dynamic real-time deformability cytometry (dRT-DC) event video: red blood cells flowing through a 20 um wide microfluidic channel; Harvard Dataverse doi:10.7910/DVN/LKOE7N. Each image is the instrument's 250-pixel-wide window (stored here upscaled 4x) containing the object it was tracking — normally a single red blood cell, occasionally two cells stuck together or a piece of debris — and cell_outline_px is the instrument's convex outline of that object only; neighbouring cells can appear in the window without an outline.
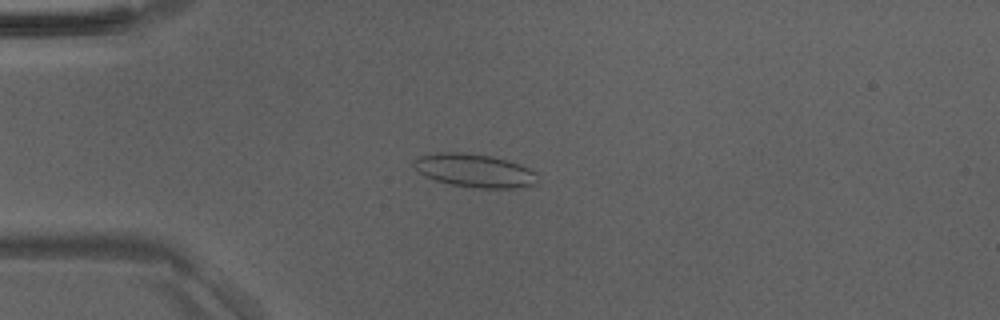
{"species": "Egyptian fruit bat (a non-hibernating species)", "species_latin": "Rousettus aegyptiacus", "temperature_condition": "room temperature", "stored_images_in_passage": 49, "camera_frame_rate_fps": 3000, "um_per_image_px": 0.085, "animal": {"sex": "male"}, "frame": {"image": 1, "passage_image": 13, "time_ms": 4.0, "image_size_px": [1000, 320], "cell_outline_px": [[536, 184], [512, 188], [476, 188], [452, 184], [436, 180], [424, 176], [412, 164], [412, 160], [420, 156], [436, 152], [464, 152], [492, 156], [508, 160], [520, 164], [536, 172]], "centroid_in_image_um": [40.32, 14.48], "position_along_channel_um": 44.7, "area_um2": 24.04}}
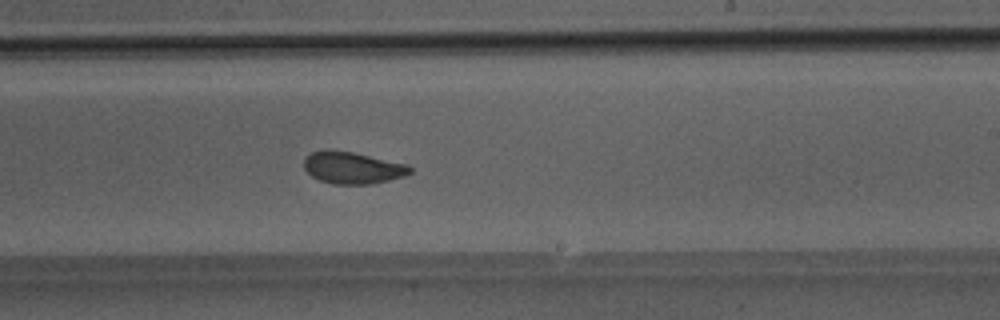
{"frame": {"image": 2, "passage_image": 30, "time_ms": 9.667, "image_size_px": [1000, 320], "cell_outline_px": [[412, 172], [404, 176], [372, 184], [332, 184], [320, 180], [312, 176], [304, 168], [304, 160], [312, 152], [352, 152], [408, 164], [412, 168]], "centroid_in_image_um": [30.03, 14.3], "position_along_channel_um": 259.0, "area_um2": 19.19}}
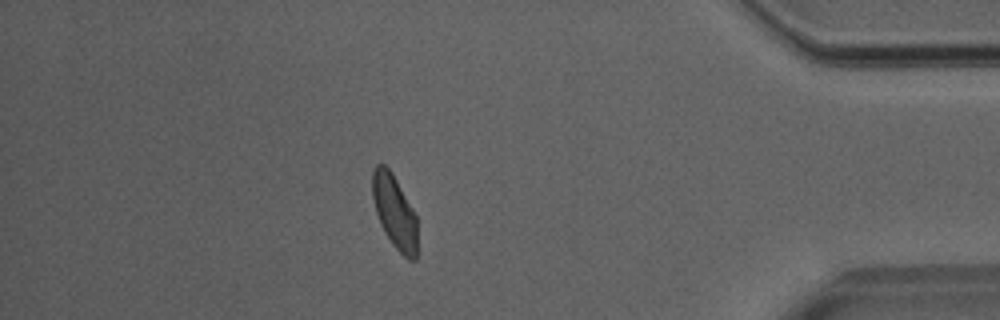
{"frame": {"image": 3, "passage_image": 43, "time_ms": 14.0, "image_size_px": [1000, 320], "cell_outline_px": [[416, 260], [408, 260], [392, 244], [384, 232], [380, 224], [376, 212], [372, 196], [372, 172], [376, 164], [384, 164], [392, 172], [412, 208], [416, 216]], "centroid_in_image_um": [33.51, 17.99], "position_along_channel_um": 401.7, "area_um2": 19.07}}